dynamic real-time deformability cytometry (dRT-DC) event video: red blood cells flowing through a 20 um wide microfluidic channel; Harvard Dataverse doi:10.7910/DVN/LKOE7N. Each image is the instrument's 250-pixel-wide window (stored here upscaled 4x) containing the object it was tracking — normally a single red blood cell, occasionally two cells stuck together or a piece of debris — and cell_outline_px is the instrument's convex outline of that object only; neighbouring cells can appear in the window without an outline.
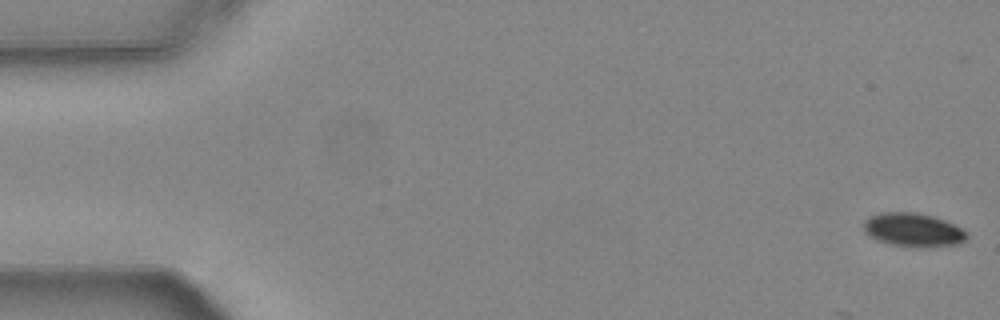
{"species": "common noctule bat (a hibernating species)", "species_latin": "Nyctalus noctula", "temperature_condition": "warm", "stored_images_in_passage": 6, "camera_frame_rate_fps": 3000, "um_per_image_px": 0.085, "animal": {"sex": "female", "body_mass_g": 24.6, "forearm_length_mm": 56.2}, "frame": {"image": 1, "passage_image": 1, "time_ms": 0.0, "image_size_px": [1000, 320], "cell_outline_px": [[968, 236], [964, 240], [956, 244], [892, 244], [880, 240], [864, 232], [864, 220], [868, 216], [880, 212], [916, 212], [932, 216], [944, 220], [968, 232]], "centroid_in_image_um": [77.57, 19.46], "position_along_channel_um": 7.4, "area_um2": 19.13}}